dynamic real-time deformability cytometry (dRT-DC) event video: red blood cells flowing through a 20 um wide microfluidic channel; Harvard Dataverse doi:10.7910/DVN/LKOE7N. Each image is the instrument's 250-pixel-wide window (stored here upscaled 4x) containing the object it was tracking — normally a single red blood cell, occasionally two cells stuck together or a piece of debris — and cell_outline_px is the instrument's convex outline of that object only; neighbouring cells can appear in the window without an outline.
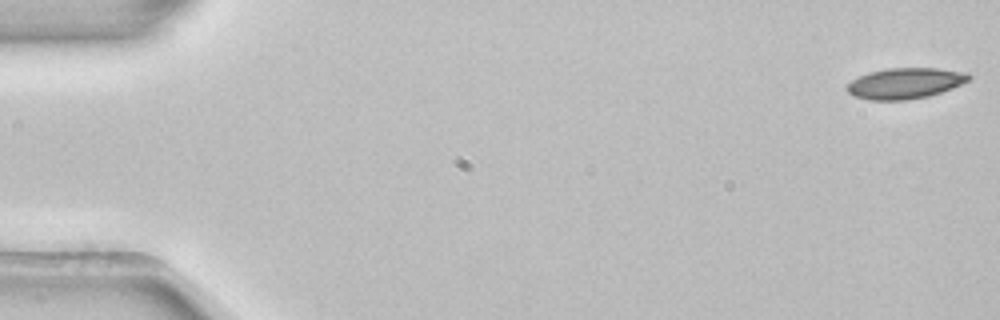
{"species": "common noctule bat (a hibernating species)", "species_latin": "Nyctalus noctula", "temperature_condition": "room temperature", "stored_images_in_passage": 5, "camera_frame_rate_fps": 3000, "um_per_image_px": 0.085, "animal": {"sex": "female", "body_mass_g": 22.7, "forearm_length_mm": 54.2}, "frame": {"image": 1, "passage_image": 1, "time_ms": 0.0, "image_size_px": [1000, 320], "cell_outline_px": [[972, 76], [968, 80], [952, 88], [928, 96], [908, 100], [868, 100], [852, 96], [844, 88], [852, 80], [868, 72], [888, 68], [936, 68], [968, 72]], "centroid_in_image_um": [76.91, 7.08], "position_along_channel_um": 8.1, "area_um2": 21.96}}
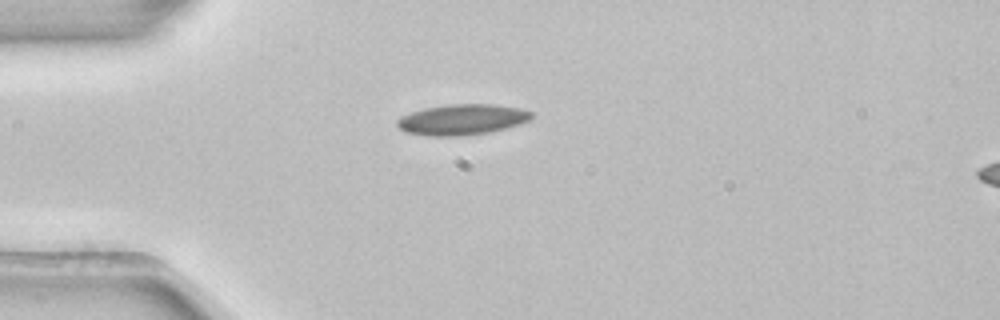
{"frame": {"image": 2, "passage_image": 4, "time_ms": 1.0, "image_size_px": [1000, 320], "cell_outline_px": [[532, 120], [520, 124], [492, 132], [460, 136], [428, 136], [404, 132], [396, 124], [396, 120], [400, 116], [424, 108], [448, 104], [492, 104], [520, 108], [532, 112]], "centroid_in_image_um": [39.28, 10.17], "position_along_channel_um": 45.7, "area_um2": 24.28}}
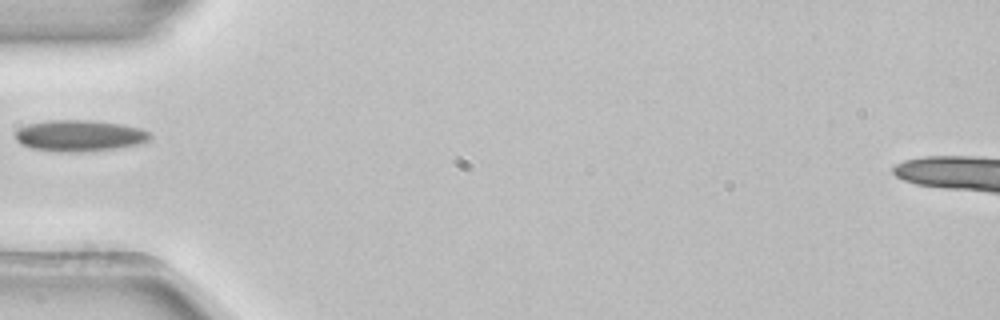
{"frame": {"image": 3, "passage_image": 5, "time_ms": 1.333, "image_size_px": [1000, 320], "cell_outline_px": [[152, 136], [148, 140], [140, 144], [116, 148], [80, 152], [60, 152], [32, 148], [20, 144], [16, 140], [16, 128], [28, 124], [48, 120], [92, 120], [120, 124], [140, 128], [152, 132]], "centroid_in_image_um": [6.76, 11.53], "position_along_channel_um": 78.2, "area_um2": 24.74}}